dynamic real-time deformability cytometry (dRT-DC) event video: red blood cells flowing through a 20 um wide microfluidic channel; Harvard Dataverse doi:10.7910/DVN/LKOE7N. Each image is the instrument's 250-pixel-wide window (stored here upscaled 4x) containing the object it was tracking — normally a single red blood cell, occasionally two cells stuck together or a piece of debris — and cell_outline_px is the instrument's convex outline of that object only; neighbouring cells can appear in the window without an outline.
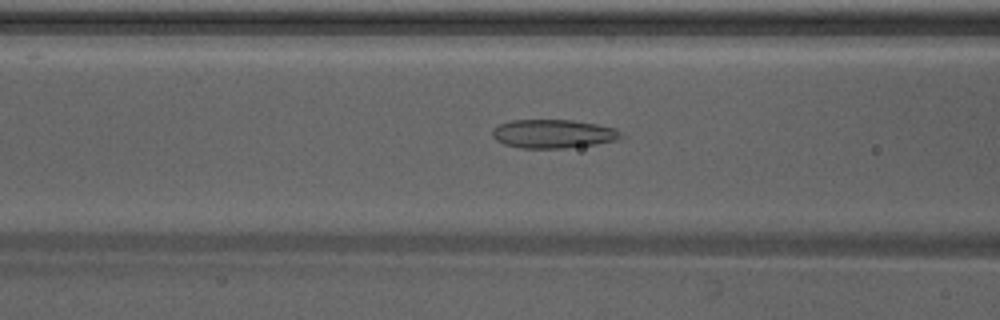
{"species": "Egyptian fruit bat (a non-hibernating species)", "species_latin": "Rousettus aegyptiacus", "temperature_condition": "warm", "stored_images_in_passage": 8, "camera_frame_rate_fps": 3000, "um_per_image_px": 0.085, "animal": {"sex": "male"}, "frame": {"image": 1, "passage_image": 6, "time_ms": 1.667, "image_size_px": [1000, 320], "cell_outline_px": [[620, 140], [596, 144], [564, 148], [520, 148], [504, 144], [496, 140], [492, 136], [492, 128], [500, 124], [512, 120], [572, 120], [596, 124], [616, 128], [620, 136]], "centroid_in_image_um": [46.99, 11.37], "position_along_channel_um": 119.6, "area_um2": 21.44}}